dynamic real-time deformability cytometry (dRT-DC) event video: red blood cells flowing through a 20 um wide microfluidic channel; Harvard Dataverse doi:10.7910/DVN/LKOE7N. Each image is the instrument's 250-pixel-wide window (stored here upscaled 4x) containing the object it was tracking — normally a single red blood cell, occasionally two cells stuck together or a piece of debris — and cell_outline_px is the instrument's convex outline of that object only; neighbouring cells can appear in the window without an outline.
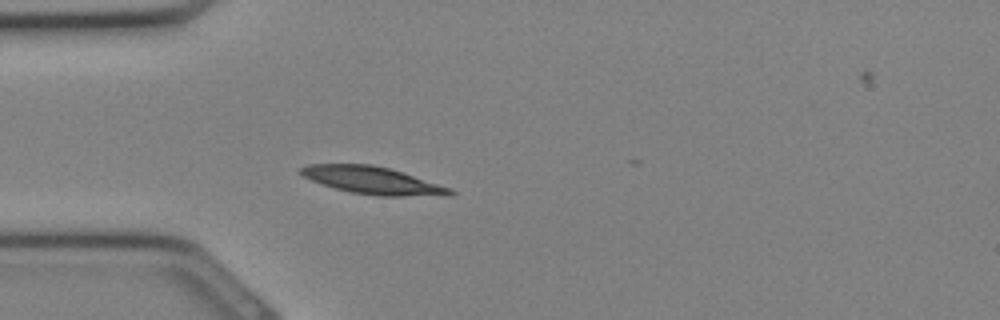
{"species": "Egyptian fruit bat (a non-hibernating species)", "species_latin": "Rousettus aegyptiacus", "temperature_condition": "cold", "stored_images_in_passage": 3, "camera_frame_rate_fps": 3000, "um_per_image_px": 0.085, "animal": {"sex": "female"}, "frame": {"image": 1, "passage_image": 1, "time_ms": 0.0, "image_size_px": [1000, 320], "cell_outline_px": [[456, 192], [452, 196], [380, 196], [352, 192], [336, 188], [312, 180], [304, 176], [300, 172], [300, 168], [308, 164], [372, 164], [388, 168], [452, 188]], "centroid_in_image_um": [31.74, 15.34], "position_along_channel_um": 53.3, "area_um2": 23.58}}